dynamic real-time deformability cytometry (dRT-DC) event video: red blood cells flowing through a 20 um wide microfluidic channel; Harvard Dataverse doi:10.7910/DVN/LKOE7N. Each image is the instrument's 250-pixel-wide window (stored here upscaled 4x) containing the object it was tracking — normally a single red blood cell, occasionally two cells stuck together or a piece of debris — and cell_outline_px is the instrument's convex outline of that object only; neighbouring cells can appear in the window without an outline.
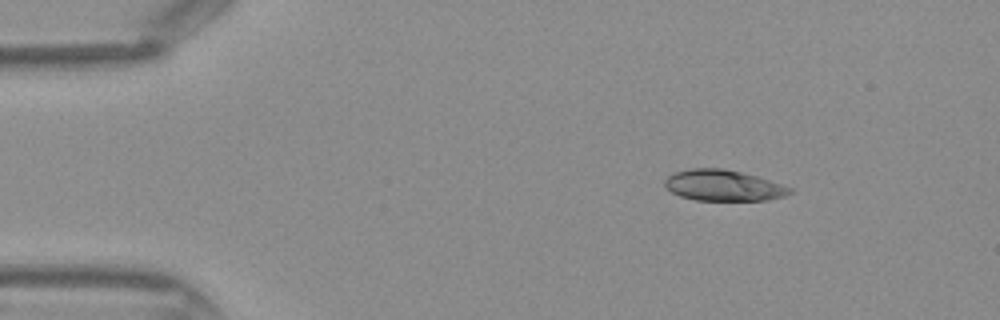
{"species": "Egyptian fruit bat (a non-hibernating species)", "species_latin": "Rousettus aegyptiacus", "temperature_condition": "warm", "stored_images_in_passage": 41, "camera_frame_rate_fps": 3000, "um_per_image_px": 0.085, "frame": {"image": 1, "passage_image": 4, "time_ms": 1.0, "image_size_px": [1000, 320], "cell_outline_px": [[792, 192], [784, 196], [768, 200], [696, 200], [680, 196], [672, 192], [664, 184], [664, 180], [668, 176], [676, 172], [692, 168], [720, 168], [740, 172], [756, 176], [792, 188]], "centroid_in_image_um": [61.47, 15.77], "position_along_channel_um": 23.5, "area_um2": 22.25}}
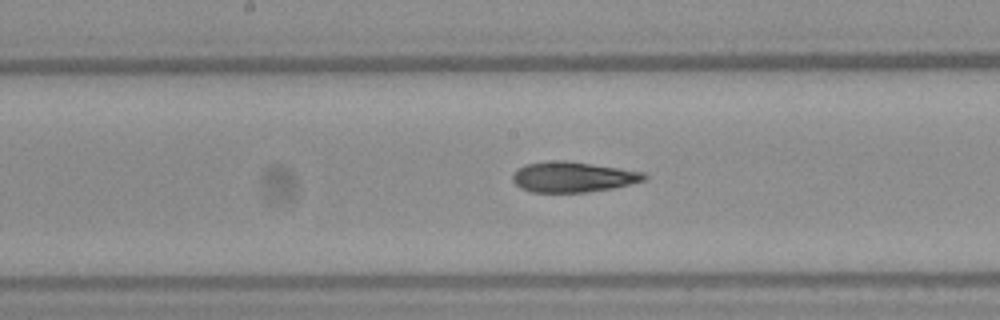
{"frame": {"image": 2, "passage_image": 20, "time_ms": 6.333, "image_size_px": [1000, 320], "cell_outline_px": [[648, 176], [644, 180], [632, 184], [612, 188], [584, 192], [532, 192], [520, 188], [512, 180], [512, 176], [516, 168], [524, 164], [552, 160], [564, 160], [592, 164], [644, 172]], "centroid_in_image_um": [48.66, 15.03], "position_along_channel_um": 199.5, "area_um2": 23.35}}
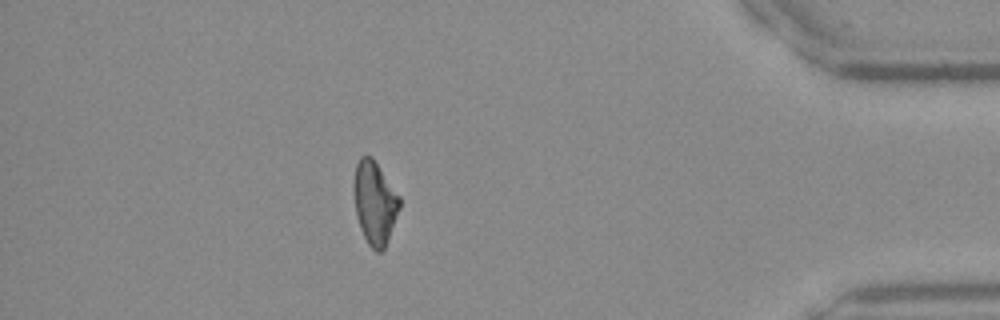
{"frame": {"image": 3, "passage_image": 36, "time_ms": 11.667, "image_size_px": [1000, 320], "cell_outline_px": [[400, 208], [384, 248], [380, 252], [376, 252], [368, 244], [360, 228], [356, 212], [352, 184], [356, 164], [360, 156], [372, 156], [400, 196]], "centroid_in_image_um": [31.84, 17.2], "position_along_channel_um": 403.4, "area_um2": 22.14}}